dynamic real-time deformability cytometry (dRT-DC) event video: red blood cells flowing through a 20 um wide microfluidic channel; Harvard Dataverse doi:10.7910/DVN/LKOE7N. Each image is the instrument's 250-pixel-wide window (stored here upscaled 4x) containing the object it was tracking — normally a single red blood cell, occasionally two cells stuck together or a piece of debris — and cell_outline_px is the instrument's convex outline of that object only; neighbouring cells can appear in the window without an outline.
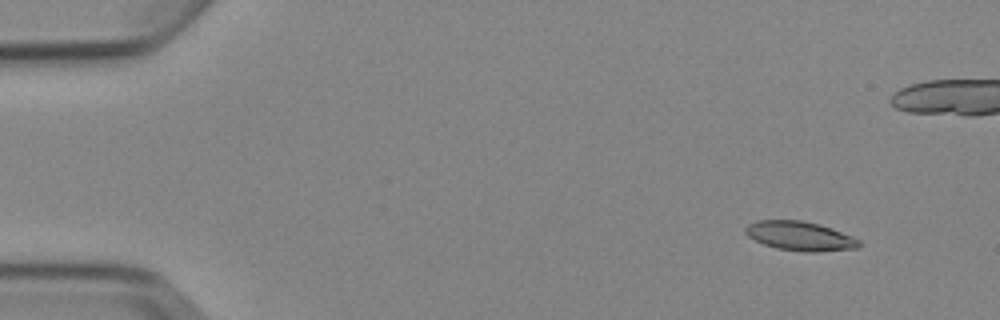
{"species": "Egyptian fruit bat (a non-hibernating species)", "species_latin": "Rousettus aegyptiacus", "temperature_condition": "cold", "stored_images_in_passage": 6, "camera_frame_rate_fps": 3000, "um_per_image_px": 0.085, "animal": {"sex": "female"}, "frame": {"image": 1, "passage_image": 2, "time_ms": 1.333, "image_size_px": [1000, 320], "cell_outline_px": [[860, 244], [856, 248], [820, 252], [804, 252], [776, 248], [764, 244], [748, 236], [744, 232], [744, 228], [748, 224], [760, 220], [800, 220], [820, 224], [832, 228], [852, 236], [860, 240]], "centroid_in_image_um": [68.0, 20.06], "position_along_channel_um": 17.0, "area_um2": 19.36}}